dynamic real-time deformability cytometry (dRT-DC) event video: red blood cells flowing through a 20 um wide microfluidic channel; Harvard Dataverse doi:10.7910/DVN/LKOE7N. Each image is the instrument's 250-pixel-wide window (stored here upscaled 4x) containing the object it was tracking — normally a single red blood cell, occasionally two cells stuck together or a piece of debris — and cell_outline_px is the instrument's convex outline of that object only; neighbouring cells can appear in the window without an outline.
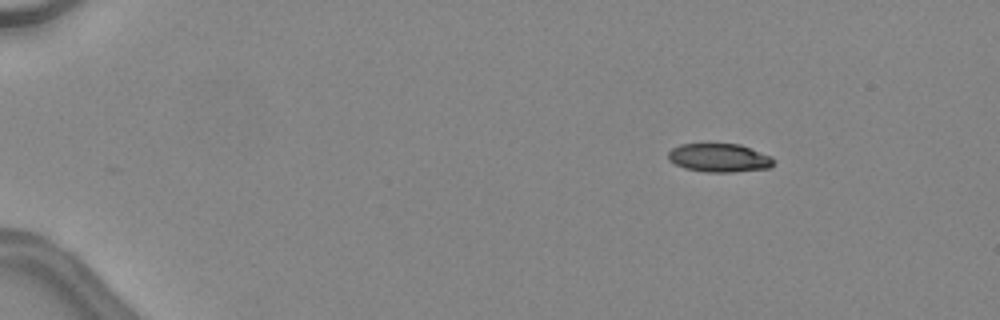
{"species": "common noctule bat (a hibernating species)", "species_latin": "Nyctalus noctula", "temperature_condition": "warm", "stored_images_in_passage": 41, "camera_frame_rate_fps": 3000, "um_per_image_px": 0.085, "animal": {"sex": "female", "body_mass_g": 24.6, "forearm_length_mm": 56.2}, "frame": {"image": 1, "passage_image": 1, "time_ms": 0.0, "image_size_px": [1000, 320], "cell_outline_px": [[772, 168], [732, 172], [704, 172], [684, 168], [668, 160], [668, 152], [672, 148], [680, 144], [740, 144], [772, 156]], "centroid_in_image_um": [61.13, 13.42], "position_along_channel_um": 23.9, "area_um2": 17.57}}
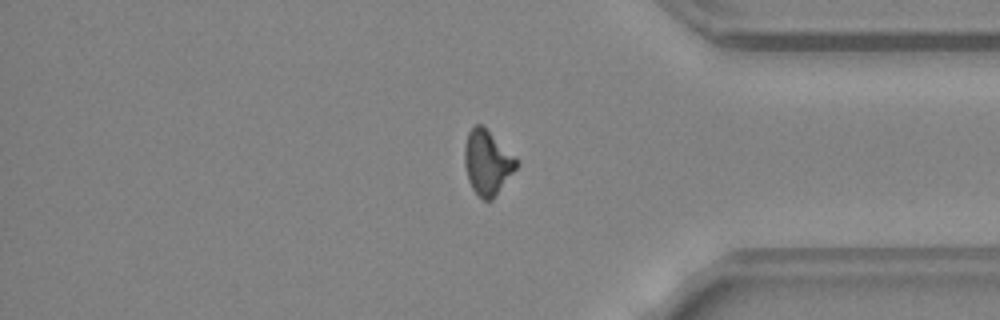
{"frame": {"image": 2, "passage_image": 34, "time_ms": 11.0, "image_size_px": [1000, 320], "cell_outline_px": [[520, 164], [492, 200], [484, 200], [472, 188], [468, 180], [464, 164], [464, 148], [468, 132], [476, 124], [480, 124], [516, 156], [520, 160]], "centroid_in_image_um": [41.44, 13.82], "position_along_channel_um": 393.8, "area_um2": 19.48}}
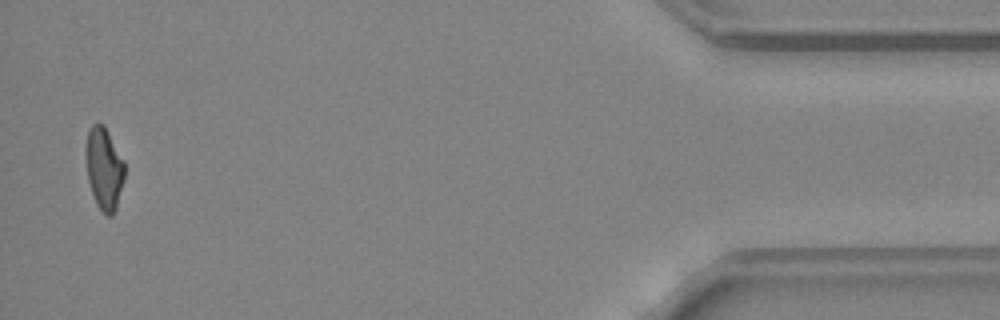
{"frame": {"image": 3, "passage_image": 40, "time_ms": 13.0, "image_size_px": [1000, 320], "cell_outline_px": [[124, 180], [116, 208], [112, 216], [108, 216], [96, 204], [88, 180], [84, 152], [88, 132], [92, 124], [104, 124], [124, 160]], "centroid_in_image_um": [8.84, 14.3], "position_along_channel_um": 426.4, "area_um2": 18.61}, "authors_computed_cell_mechanics": {"area_um2": 19.2474, "velocity_mm_per_s": 4.5638, "shape_relaxation_time_tau1_ms": null, "shape_relaxation_time_tau2_ms": 3.812, "deformation_change_tau1": null, "deformation_change_tau2": 0.136}}